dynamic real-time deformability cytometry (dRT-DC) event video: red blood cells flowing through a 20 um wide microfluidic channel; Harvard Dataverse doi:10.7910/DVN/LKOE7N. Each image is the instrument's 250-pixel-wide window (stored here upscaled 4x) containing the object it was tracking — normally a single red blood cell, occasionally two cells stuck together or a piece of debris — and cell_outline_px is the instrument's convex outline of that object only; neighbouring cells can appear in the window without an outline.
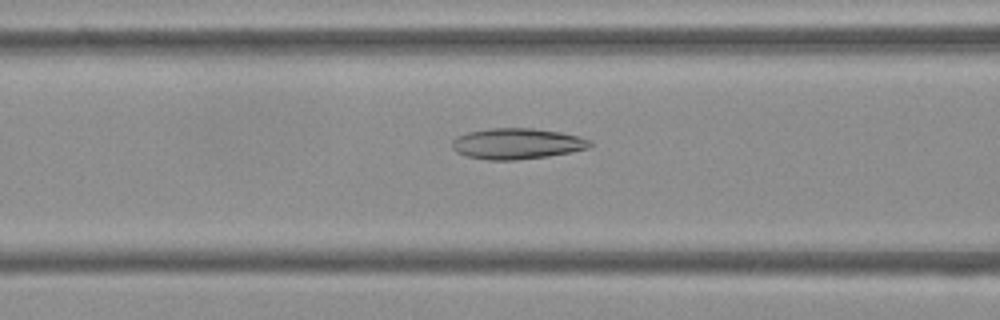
{"species": "Egyptian fruit bat (a non-hibernating species)", "species_latin": "Rousettus aegyptiacus", "temperature_condition": "cold", "stored_images_in_passage": 53, "camera_frame_rate_fps": 3000, "um_per_image_px": 0.085, "frame": {"image": 1, "passage_image": 21, "time_ms": 6.667, "image_size_px": [1000, 320], "cell_outline_px": [[592, 144], [588, 148], [572, 152], [548, 156], [516, 160], [488, 160], [464, 156], [456, 152], [452, 148], [452, 140], [456, 136], [468, 132], [488, 128], [532, 128], [560, 132], [580, 136], [592, 140]], "centroid_in_image_um": [43.93, 12.21], "position_along_channel_um": 122.7, "area_um2": 25.09}}
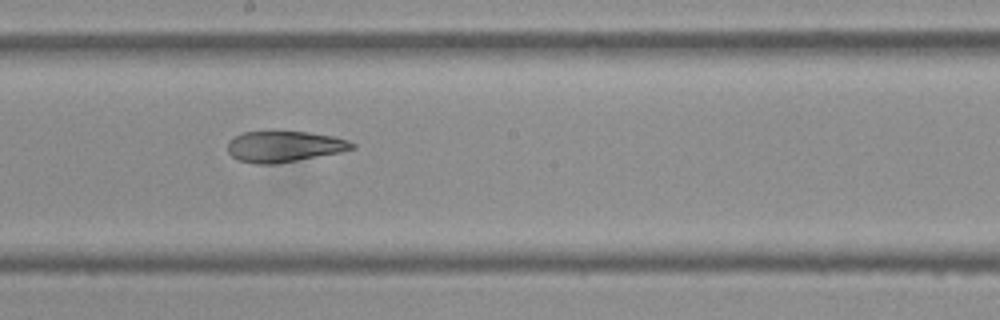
{"frame": {"image": 2, "passage_image": 29, "time_ms": 9.333, "image_size_px": [1000, 320], "cell_outline_px": [[356, 148], [340, 152], [276, 164], [256, 164], [240, 160], [232, 156], [228, 152], [228, 140], [244, 132], [264, 128], [272, 128], [308, 132], [332, 136], [348, 140], [356, 144]], "centroid_in_image_um": [24.13, 12.4], "position_along_channel_um": 224.1, "area_um2": 23.29}}
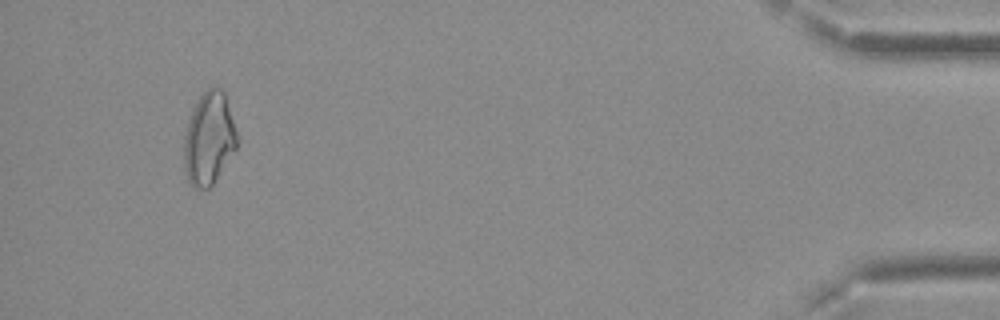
{"frame": {"image": 3, "passage_image": 50, "time_ms": 16.333, "image_size_px": [1000, 320], "cell_outline_px": [[240, 144], [212, 184], [208, 188], [196, 188], [188, 180], [184, 172], [184, 136], [188, 120], [200, 96], [208, 88], [220, 88], [224, 92], [240, 140]], "centroid_in_image_um": [17.78, 11.79], "position_along_channel_um": 417.4, "area_um2": 28.55}, "authors_computed_cell_mechanics": {"area_um2": 25.6632, "velocity_mm_per_s": 3.8012, "shape_relaxation_time_tau1_ms": null, "shape_relaxation_time_tau2_ms": 5.1561, "deformation_change_tau1": null, "deformation_change_tau2": 0.1294}}